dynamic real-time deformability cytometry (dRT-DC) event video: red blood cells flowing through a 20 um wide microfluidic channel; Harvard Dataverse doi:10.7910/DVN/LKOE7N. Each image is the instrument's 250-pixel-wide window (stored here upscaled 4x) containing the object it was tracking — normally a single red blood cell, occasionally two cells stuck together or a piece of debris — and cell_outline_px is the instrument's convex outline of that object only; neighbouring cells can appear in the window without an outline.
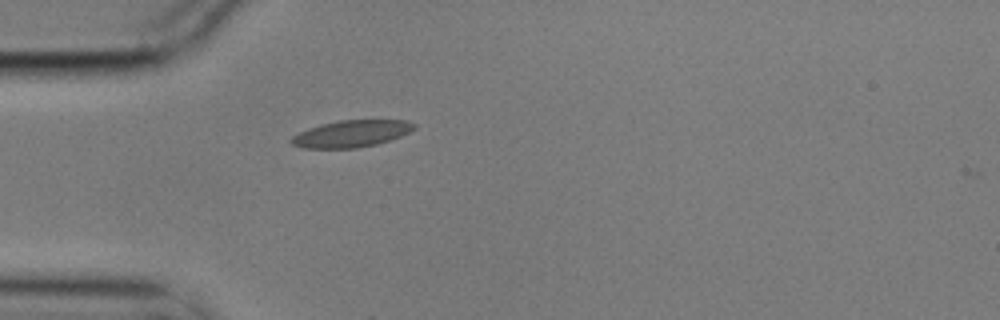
{"species": "common noctule bat (a hibernating species)", "species_latin": "Nyctalus noctula", "temperature_condition": "cold", "stored_images_in_passage": 1, "camera_frame_rate_fps": 3000, "um_per_image_px": 0.085, "animal": {"sex": "male", "body_mass_g": 17.9}, "frame": {"image": 1, "passage_image": 1, "time_ms": 0.0, "image_size_px": [1000, 320], "cell_outline_px": [[416, 128], [400, 136], [376, 144], [356, 148], [304, 148], [292, 144], [288, 140], [292, 136], [308, 128], [340, 120], [408, 120], [416, 124]], "centroid_in_image_um": [29.86, 11.36], "position_along_channel_um": 55.1, "area_um2": 19.07}}